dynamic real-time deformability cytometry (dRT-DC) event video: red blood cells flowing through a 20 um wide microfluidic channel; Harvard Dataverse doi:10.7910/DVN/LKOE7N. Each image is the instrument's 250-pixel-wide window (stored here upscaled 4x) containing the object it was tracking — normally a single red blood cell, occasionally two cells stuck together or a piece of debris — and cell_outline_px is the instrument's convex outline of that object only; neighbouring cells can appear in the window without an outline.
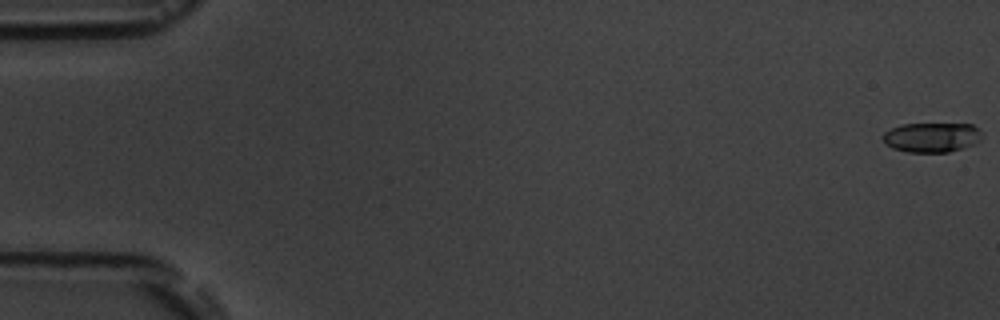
{"species": "common noctule bat (a hibernating species)", "species_latin": "Nyctalus noctula", "temperature_condition": "room temperature", "stored_images_in_passage": 5, "camera_frame_rate_fps": 3000, "um_per_image_px": 0.085, "animal": {"sex": "male", "body_mass_g": 19.5, "forearm_length_mm": 54.6}, "frame": {"image": 1, "passage_image": 1, "time_ms": 0.0, "image_size_px": [1000, 320], "cell_outline_px": [[980, 140], [976, 144], [948, 152], [908, 152], [892, 148], [884, 144], [880, 136], [884, 132], [892, 128], [904, 124], [972, 124], [980, 132]], "centroid_in_image_um": [79.14, 11.68], "position_along_channel_um": 5.9, "area_um2": 17.17}}
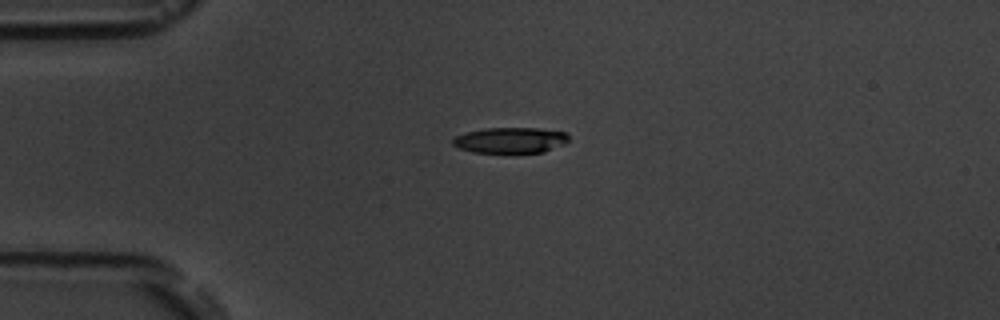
{"frame": {"image": 2, "passage_image": 5, "time_ms": 4.667, "image_size_px": [1000, 320], "cell_outline_px": [[568, 140], [564, 144], [544, 152], [512, 156], [472, 152], [460, 148], [452, 144], [452, 140], [456, 136], [468, 132], [484, 128], [540, 128], [568, 132]], "centroid_in_image_um": [43.41, 11.97], "position_along_channel_um": 41.6, "area_um2": 18.32}}